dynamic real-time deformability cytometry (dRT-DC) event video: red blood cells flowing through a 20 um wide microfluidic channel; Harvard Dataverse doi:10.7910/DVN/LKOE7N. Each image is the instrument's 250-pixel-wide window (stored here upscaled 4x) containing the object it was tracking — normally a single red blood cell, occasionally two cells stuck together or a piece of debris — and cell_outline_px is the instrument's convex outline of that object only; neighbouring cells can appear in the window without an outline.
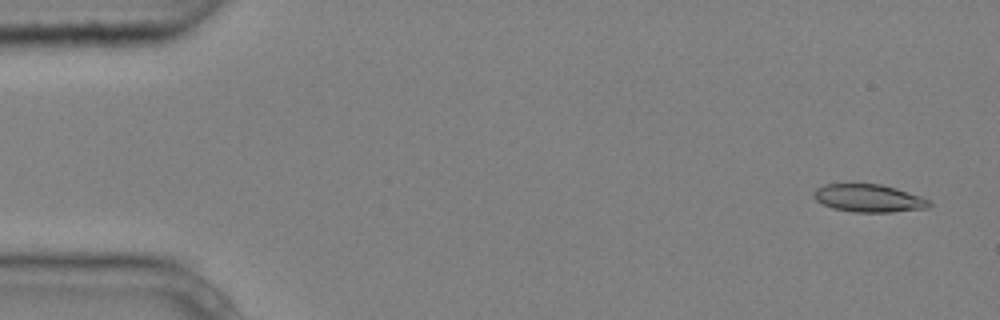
{"species": "common noctule bat (a hibernating species)", "species_latin": "Nyctalus noctula", "temperature_condition": "cold", "stored_images_in_passage": 4, "camera_frame_rate_fps": 3000, "um_per_image_px": 0.085, "animal": {"sex": "male", "body_mass_g": 20.4}, "frame": {"image": 1, "passage_image": 1, "time_ms": 0.0, "image_size_px": [1000, 320], "cell_outline_px": [[932, 204], [928, 208], [892, 212], [852, 212], [832, 208], [816, 200], [812, 196], [812, 192], [816, 188], [824, 184], [880, 184], [896, 188], [932, 200]], "centroid_in_image_um": [73.85, 16.85], "position_along_channel_um": 11.2, "area_um2": 18.84}}